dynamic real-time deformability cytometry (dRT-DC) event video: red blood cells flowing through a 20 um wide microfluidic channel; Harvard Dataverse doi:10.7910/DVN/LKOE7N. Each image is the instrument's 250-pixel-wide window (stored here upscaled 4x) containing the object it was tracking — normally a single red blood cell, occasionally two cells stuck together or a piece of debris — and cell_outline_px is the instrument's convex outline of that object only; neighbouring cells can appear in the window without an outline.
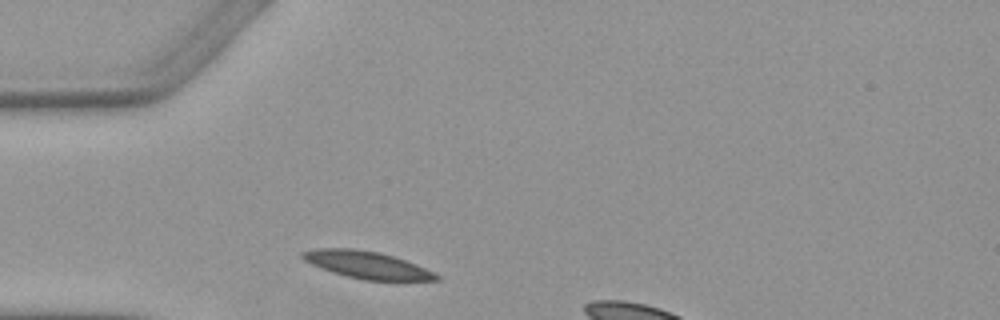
{"species": "Egyptian fruit bat (a non-hibernating species)", "species_latin": "Rousettus aegyptiacus", "temperature_condition": "warm", "stored_images_in_passage": 3, "camera_frame_rate_fps": 3000, "um_per_image_px": 0.085, "animal": {"sex": "female"}, "frame": {"image": 1, "passage_image": 1, "time_ms": 0.0, "image_size_px": [1000, 320], "cell_outline_px": [[440, 280], [364, 280], [344, 276], [320, 268], [304, 260], [300, 256], [300, 252], [316, 248], [352, 248], [380, 252], [416, 264], [440, 276]], "centroid_in_image_um": [31.13, 22.51], "position_along_channel_um": 53.9, "area_um2": 21.15}}